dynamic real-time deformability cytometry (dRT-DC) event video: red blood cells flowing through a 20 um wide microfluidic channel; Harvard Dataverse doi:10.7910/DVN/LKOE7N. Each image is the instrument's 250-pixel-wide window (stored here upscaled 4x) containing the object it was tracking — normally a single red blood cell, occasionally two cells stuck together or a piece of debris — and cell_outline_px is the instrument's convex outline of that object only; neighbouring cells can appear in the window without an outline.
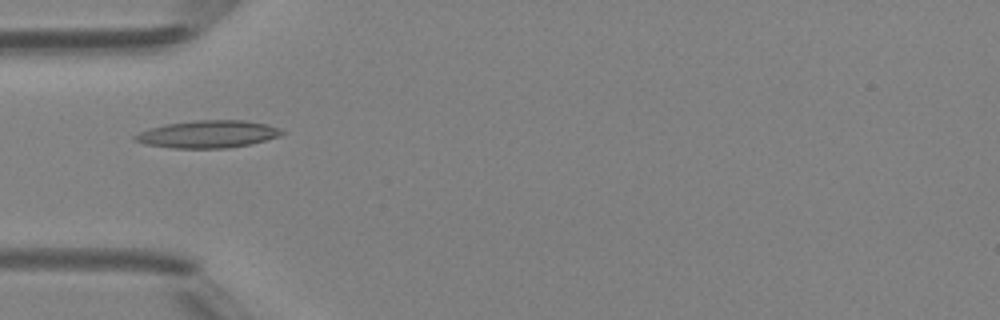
{"species": "Egyptian fruit bat (a non-hibernating species)", "species_latin": "Rousettus aegyptiacus", "temperature_condition": "room temperature", "stored_images_in_passage": 2, "camera_frame_rate_fps": 3000, "um_per_image_px": 0.085, "animal": {"sex": "female"}, "frame": {"image": 1, "passage_image": 1, "time_ms": 0.0, "image_size_px": [1000, 320], "cell_outline_px": [[284, 132], [280, 136], [248, 144], [228, 148], [172, 148], [144, 144], [132, 140], [132, 136], [148, 128], [164, 124], [196, 120], [244, 120], [268, 124], [280, 128]], "centroid_in_image_um": [17.62, 11.4], "position_along_channel_um": 67.4, "area_um2": 23.58}}
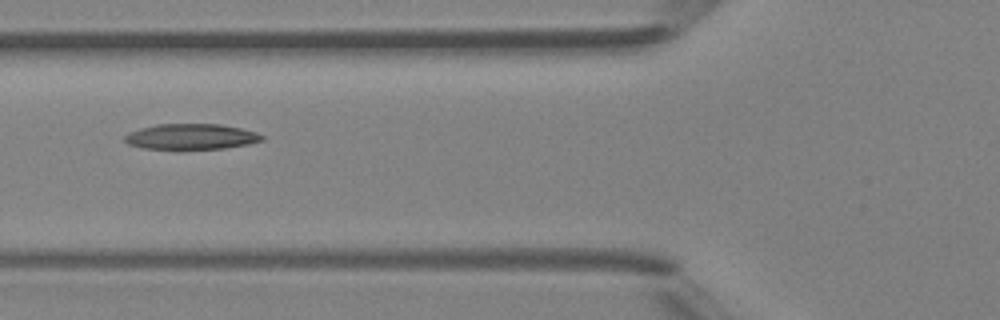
{"frame": {"image": 2, "passage_image": 2, "time_ms": 1.0, "image_size_px": [1000, 320], "cell_outline_px": [[264, 140], [248, 144], [224, 148], [144, 148], [128, 144], [124, 140], [124, 136], [128, 132], [140, 128], [156, 124], [220, 124], [240, 128], [256, 132], [264, 136]], "centroid_in_image_um": [16.24, 11.6], "position_along_channel_um": 109.6, "area_um2": 20.23}}